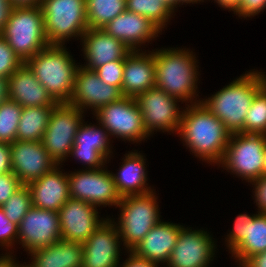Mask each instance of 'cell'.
<instances>
[{
	"label": "cell",
	"mask_w": 266,
	"mask_h": 267,
	"mask_svg": "<svg viewBox=\"0 0 266 267\" xmlns=\"http://www.w3.org/2000/svg\"><path fill=\"white\" fill-rule=\"evenodd\" d=\"M53 107H23L16 140L42 141Z\"/></svg>",
	"instance_id": "29"
},
{
	"label": "cell",
	"mask_w": 266,
	"mask_h": 267,
	"mask_svg": "<svg viewBox=\"0 0 266 267\" xmlns=\"http://www.w3.org/2000/svg\"><path fill=\"white\" fill-rule=\"evenodd\" d=\"M93 115L110 137L115 136L121 140L138 143L150 136L133 97L123 96L118 101L102 106Z\"/></svg>",
	"instance_id": "10"
},
{
	"label": "cell",
	"mask_w": 266,
	"mask_h": 267,
	"mask_svg": "<svg viewBox=\"0 0 266 267\" xmlns=\"http://www.w3.org/2000/svg\"><path fill=\"white\" fill-rule=\"evenodd\" d=\"M89 28H102L127 10L126 0H85Z\"/></svg>",
	"instance_id": "30"
},
{
	"label": "cell",
	"mask_w": 266,
	"mask_h": 267,
	"mask_svg": "<svg viewBox=\"0 0 266 267\" xmlns=\"http://www.w3.org/2000/svg\"><path fill=\"white\" fill-rule=\"evenodd\" d=\"M197 2H204V0H178V5L180 6V4L181 5H183L184 3H186V5L189 3H192V4H194V3H196L197 4Z\"/></svg>",
	"instance_id": "51"
},
{
	"label": "cell",
	"mask_w": 266,
	"mask_h": 267,
	"mask_svg": "<svg viewBox=\"0 0 266 267\" xmlns=\"http://www.w3.org/2000/svg\"><path fill=\"white\" fill-rule=\"evenodd\" d=\"M12 172L23 185L42 177L57 163L50 157L41 141H19L10 143Z\"/></svg>",
	"instance_id": "18"
},
{
	"label": "cell",
	"mask_w": 266,
	"mask_h": 267,
	"mask_svg": "<svg viewBox=\"0 0 266 267\" xmlns=\"http://www.w3.org/2000/svg\"><path fill=\"white\" fill-rule=\"evenodd\" d=\"M91 124L82 122L70 155L81 161L80 163H83L86 169H99L107 164L113 152L107 130L100 123L99 126Z\"/></svg>",
	"instance_id": "19"
},
{
	"label": "cell",
	"mask_w": 266,
	"mask_h": 267,
	"mask_svg": "<svg viewBox=\"0 0 266 267\" xmlns=\"http://www.w3.org/2000/svg\"><path fill=\"white\" fill-rule=\"evenodd\" d=\"M11 3L14 7L36 6L41 0H11Z\"/></svg>",
	"instance_id": "49"
},
{
	"label": "cell",
	"mask_w": 266,
	"mask_h": 267,
	"mask_svg": "<svg viewBox=\"0 0 266 267\" xmlns=\"http://www.w3.org/2000/svg\"><path fill=\"white\" fill-rule=\"evenodd\" d=\"M256 214H239L235 221L234 227L227 235L226 246L229 248L230 253L244 240L246 237L247 222H250L254 219Z\"/></svg>",
	"instance_id": "37"
},
{
	"label": "cell",
	"mask_w": 266,
	"mask_h": 267,
	"mask_svg": "<svg viewBox=\"0 0 266 267\" xmlns=\"http://www.w3.org/2000/svg\"><path fill=\"white\" fill-rule=\"evenodd\" d=\"M32 207V196L27 185H23L1 206L5 216L19 225L28 210Z\"/></svg>",
	"instance_id": "34"
},
{
	"label": "cell",
	"mask_w": 266,
	"mask_h": 267,
	"mask_svg": "<svg viewBox=\"0 0 266 267\" xmlns=\"http://www.w3.org/2000/svg\"><path fill=\"white\" fill-rule=\"evenodd\" d=\"M127 11L149 19L161 31L170 22L173 12L161 0H126Z\"/></svg>",
	"instance_id": "31"
},
{
	"label": "cell",
	"mask_w": 266,
	"mask_h": 267,
	"mask_svg": "<svg viewBox=\"0 0 266 267\" xmlns=\"http://www.w3.org/2000/svg\"><path fill=\"white\" fill-rule=\"evenodd\" d=\"M183 225L159 221L135 246L132 252L158 265H166Z\"/></svg>",
	"instance_id": "23"
},
{
	"label": "cell",
	"mask_w": 266,
	"mask_h": 267,
	"mask_svg": "<svg viewBox=\"0 0 266 267\" xmlns=\"http://www.w3.org/2000/svg\"><path fill=\"white\" fill-rule=\"evenodd\" d=\"M8 99V79L0 77V104Z\"/></svg>",
	"instance_id": "48"
},
{
	"label": "cell",
	"mask_w": 266,
	"mask_h": 267,
	"mask_svg": "<svg viewBox=\"0 0 266 267\" xmlns=\"http://www.w3.org/2000/svg\"><path fill=\"white\" fill-rule=\"evenodd\" d=\"M13 8L11 0H0V33L4 30Z\"/></svg>",
	"instance_id": "44"
},
{
	"label": "cell",
	"mask_w": 266,
	"mask_h": 267,
	"mask_svg": "<svg viewBox=\"0 0 266 267\" xmlns=\"http://www.w3.org/2000/svg\"><path fill=\"white\" fill-rule=\"evenodd\" d=\"M39 6L49 44L65 45L72 37L81 39L89 28L85 0H41Z\"/></svg>",
	"instance_id": "7"
},
{
	"label": "cell",
	"mask_w": 266,
	"mask_h": 267,
	"mask_svg": "<svg viewBox=\"0 0 266 267\" xmlns=\"http://www.w3.org/2000/svg\"><path fill=\"white\" fill-rule=\"evenodd\" d=\"M263 87L258 71L250 70L201 103L232 133H244V120L256 93Z\"/></svg>",
	"instance_id": "3"
},
{
	"label": "cell",
	"mask_w": 266,
	"mask_h": 267,
	"mask_svg": "<svg viewBox=\"0 0 266 267\" xmlns=\"http://www.w3.org/2000/svg\"><path fill=\"white\" fill-rule=\"evenodd\" d=\"M165 5L175 13V9L178 7V0H161ZM176 7V8H175Z\"/></svg>",
	"instance_id": "50"
},
{
	"label": "cell",
	"mask_w": 266,
	"mask_h": 267,
	"mask_svg": "<svg viewBox=\"0 0 266 267\" xmlns=\"http://www.w3.org/2000/svg\"><path fill=\"white\" fill-rule=\"evenodd\" d=\"M266 251V213L258 212L247 222L246 237L231 252L240 267L248 258Z\"/></svg>",
	"instance_id": "28"
},
{
	"label": "cell",
	"mask_w": 266,
	"mask_h": 267,
	"mask_svg": "<svg viewBox=\"0 0 266 267\" xmlns=\"http://www.w3.org/2000/svg\"><path fill=\"white\" fill-rule=\"evenodd\" d=\"M23 62L0 35V77L9 78Z\"/></svg>",
	"instance_id": "36"
},
{
	"label": "cell",
	"mask_w": 266,
	"mask_h": 267,
	"mask_svg": "<svg viewBox=\"0 0 266 267\" xmlns=\"http://www.w3.org/2000/svg\"><path fill=\"white\" fill-rule=\"evenodd\" d=\"M58 213L61 239L81 244L106 220V218H100L95 206L73 198H69Z\"/></svg>",
	"instance_id": "16"
},
{
	"label": "cell",
	"mask_w": 266,
	"mask_h": 267,
	"mask_svg": "<svg viewBox=\"0 0 266 267\" xmlns=\"http://www.w3.org/2000/svg\"><path fill=\"white\" fill-rule=\"evenodd\" d=\"M141 154L136 150L127 153L125 158L122 159L123 162L118 170L119 172L114 174L111 171L116 189L121 197L144 194L153 190L148 187L146 182L148 179L145 167L146 159Z\"/></svg>",
	"instance_id": "26"
},
{
	"label": "cell",
	"mask_w": 266,
	"mask_h": 267,
	"mask_svg": "<svg viewBox=\"0 0 266 267\" xmlns=\"http://www.w3.org/2000/svg\"><path fill=\"white\" fill-rule=\"evenodd\" d=\"M81 42L84 59L87 61L81 66L90 70L114 60H125L132 52L122 41L101 28H88L81 37Z\"/></svg>",
	"instance_id": "21"
},
{
	"label": "cell",
	"mask_w": 266,
	"mask_h": 267,
	"mask_svg": "<svg viewBox=\"0 0 266 267\" xmlns=\"http://www.w3.org/2000/svg\"><path fill=\"white\" fill-rule=\"evenodd\" d=\"M120 242V234L115 221L107 217L82 244V267H119Z\"/></svg>",
	"instance_id": "17"
},
{
	"label": "cell",
	"mask_w": 266,
	"mask_h": 267,
	"mask_svg": "<svg viewBox=\"0 0 266 267\" xmlns=\"http://www.w3.org/2000/svg\"><path fill=\"white\" fill-rule=\"evenodd\" d=\"M0 35L23 63L49 45L39 5L14 7Z\"/></svg>",
	"instance_id": "5"
},
{
	"label": "cell",
	"mask_w": 266,
	"mask_h": 267,
	"mask_svg": "<svg viewBox=\"0 0 266 267\" xmlns=\"http://www.w3.org/2000/svg\"><path fill=\"white\" fill-rule=\"evenodd\" d=\"M265 146V134L232 133L218 165L251 183L263 176Z\"/></svg>",
	"instance_id": "8"
},
{
	"label": "cell",
	"mask_w": 266,
	"mask_h": 267,
	"mask_svg": "<svg viewBox=\"0 0 266 267\" xmlns=\"http://www.w3.org/2000/svg\"><path fill=\"white\" fill-rule=\"evenodd\" d=\"M122 97L119 87L104 83L94 70L80 65L75 76L74 92L68 103L83 111L90 108L95 113L102 106Z\"/></svg>",
	"instance_id": "15"
},
{
	"label": "cell",
	"mask_w": 266,
	"mask_h": 267,
	"mask_svg": "<svg viewBox=\"0 0 266 267\" xmlns=\"http://www.w3.org/2000/svg\"><path fill=\"white\" fill-rule=\"evenodd\" d=\"M263 175H266V146L264 148V169H263Z\"/></svg>",
	"instance_id": "53"
},
{
	"label": "cell",
	"mask_w": 266,
	"mask_h": 267,
	"mask_svg": "<svg viewBox=\"0 0 266 267\" xmlns=\"http://www.w3.org/2000/svg\"><path fill=\"white\" fill-rule=\"evenodd\" d=\"M151 52V53H150ZM132 51L126 58L123 72L122 94L135 98L155 87L156 69L154 53Z\"/></svg>",
	"instance_id": "25"
},
{
	"label": "cell",
	"mask_w": 266,
	"mask_h": 267,
	"mask_svg": "<svg viewBox=\"0 0 266 267\" xmlns=\"http://www.w3.org/2000/svg\"><path fill=\"white\" fill-rule=\"evenodd\" d=\"M241 267H266V251L248 258Z\"/></svg>",
	"instance_id": "45"
},
{
	"label": "cell",
	"mask_w": 266,
	"mask_h": 267,
	"mask_svg": "<svg viewBox=\"0 0 266 267\" xmlns=\"http://www.w3.org/2000/svg\"><path fill=\"white\" fill-rule=\"evenodd\" d=\"M22 110V106L10 99L0 104V142L12 143L16 140Z\"/></svg>",
	"instance_id": "32"
},
{
	"label": "cell",
	"mask_w": 266,
	"mask_h": 267,
	"mask_svg": "<svg viewBox=\"0 0 266 267\" xmlns=\"http://www.w3.org/2000/svg\"><path fill=\"white\" fill-rule=\"evenodd\" d=\"M207 231L182 227L167 267H208L215 256V241Z\"/></svg>",
	"instance_id": "13"
},
{
	"label": "cell",
	"mask_w": 266,
	"mask_h": 267,
	"mask_svg": "<svg viewBox=\"0 0 266 267\" xmlns=\"http://www.w3.org/2000/svg\"><path fill=\"white\" fill-rule=\"evenodd\" d=\"M14 251H9L8 253H6L5 255L2 253L0 256V267H16V265L18 264L16 262L13 255ZM16 262V263H15Z\"/></svg>",
	"instance_id": "47"
},
{
	"label": "cell",
	"mask_w": 266,
	"mask_h": 267,
	"mask_svg": "<svg viewBox=\"0 0 266 267\" xmlns=\"http://www.w3.org/2000/svg\"><path fill=\"white\" fill-rule=\"evenodd\" d=\"M18 242L29 252L61 239L59 213L31 207L18 225Z\"/></svg>",
	"instance_id": "14"
},
{
	"label": "cell",
	"mask_w": 266,
	"mask_h": 267,
	"mask_svg": "<svg viewBox=\"0 0 266 267\" xmlns=\"http://www.w3.org/2000/svg\"><path fill=\"white\" fill-rule=\"evenodd\" d=\"M70 198L82 200L93 206H115L120 203L114 178L110 171L99 169H80L67 174Z\"/></svg>",
	"instance_id": "11"
},
{
	"label": "cell",
	"mask_w": 266,
	"mask_h": 267,
	"mask_svg": "<svg viewBox=\"0 0 266 267\" xmlns=\"http://www.w3.org/2000/svg\"><path fill=\"white\" fill-rule=\"evenodd\" d=\"M266 9V0H241L234 14L239 17H251Z\"/></svg>",
	"instance_id": "40"
},
{
	"label": "cell",
	"mask_w": 266,
	"mask_h": 267,
	"mask_svg": "<svg viewBox=\"0 0 266 267\" xmlns=\"http://www.w3.org/2000/svg\"><path fill=\"white\" fill-rule=\"evenodd\" d=\"M154 189L144 194L121 197L120 215L116 226L127 251H132L145 235L159 222L160 210Z\"/></svg>",
	"instance_id": "6"
},
{
	"label": "cell",
	"mask_w": 266,
	"mask_h": 267,
	"mask_svg": "<svg viewBox=\"0 0 266 267\" xmlns=\"http://www.w3.org/2000/svg\"><path fill=\"white\" fill-rule=\"evenodd\" d=\"M10 143L0 142V174L12 172Z\"/></svg>",
	"instance_id": "42"
},
{
	"label": "cell",
	"mask_w": 266,
	"mask_h": 267,
	"mask_svg": "<svg viewBox=\"0 0 266 267\" xmlns=\"http://www.w3.org/2000/svg\"><path fill=\"white\" fill-rule=\"evenodd\" d=\"M177 134L194 156L217 166L231 136L224 123L201 102L186 104Z\"/></svg>",
	"instance_id": "1"
},
{
	"label": "cell",
	"mask_w": 266,
	"mask_h": 267,
	"mask_svg": "<svg viewBox=\"0 0 266 267\" xmlns=\"http://www.w3.org/2000/svg\"><path fill=\"white\" fill-rule=\"evenodd\" d=\"M18 225L11 222L0 207V247L10 250L18 240ZM10 248V249H9Z\"/></svg>",
	"instance_id": "38"
},
{
	"label": "cell",
	"mask_w": 266,
	"mask_h": 267,
	"mask_svg": "<svg viewBox=\"0 0 266 267\" xmlns=\"http://www.w3.org/2000/svg\"><path fill=\"white\" fill-rule=\"evenodd\" d=\"M22 186L14 172L0 174V207Z\"/></svg>",
	"instance_id": "39"
},
{
	"label": "cell",
	"mask_w": 266,
	"mask_h": 267,
	"mask_svg": "<svg viewBox=\"0 0 266 267\" xmlns=\"http://www.w3.org/2000/svg\"><path fill=\"white\" fill-rule=\"evenodd\" d=\"M251 184L254 185V202L259 210L257 212L266 213V175L254 180Z\"/></svg>",
	"instance_id": "41"
},
{
	"label": "cell",
	"mask_w": 266,
	"mask_h": 267,
	"mask_svg": "<svg viewBox=\"0 0 266 267\" xmlns=\"http://www.w3.org/2000/svg\"><path fill=\"white\" fill-rule=\"evenodd\" d=\"M129 255L120 267H158L159 265L149 260L136 256L132 251L127 252Z\"/></svg>",
	"instance_id": "43"
},
{
	"label": "cell",
	"mask_w": 266,
	"mask_h": 267,
	"mask_svg": "<svg viewBox=\"0 0 266 267\" xmlns=\"http://www.w3.org/2000/svg\"><path fill=\"white\" fill-rule=\"evenodd\" d=\"M152 52L156 69L155 87L180 99L182 103H200L201 99L197 100L196 97L199 96L196 93L199 80V65L196 63L199 62L195 54L186 48H161Z\"/></svg>",
	"instance_id": "2"
},
{
	"label": "cell",
	"mask_w": 266,
	"mask_h": 267,
	"mask_svg": "<svg viewBox=\"0 0 266 267\" xmlns=\"http://www.w3.org/2000/svg\"><path fill=\"white\" fill-rule=\"evenodd\" d=\"M31 267H82L83 245L59 239L48 247L31 252Z\"/></svg>",
	"instance_id": "27"
},
{
	"label": "cell",
	"mask_w": 266,
	"mask_h": 267,
	"mask_svg": "<svg viewBox=\"0 0 266 267\" xmlns=\"http://www.w3.org/2000/svg\"><path fill=\"white\" fill-rule=\"evenodd\" d=\"M258 73H259V76L262 80L263 88L266 90V74H264L263 72H259V71H258Z\"/></svg>",
	"instance_id": "52"
},
{
	"label": "cell",
	"mask_w": 266,
	"mask_h": 267,
	"mask_svg": "<svg viewBox=\"0 0 266 267\" xmlns=\"http://www.w3.org/2000/svg\"><path fill=\"white\" fill-rule=\"evenodd\" d=\"M135 100L142 113L144 127L149 135L158 130L178 133L183 114V110L181 111L177 105V102H181L180 99L154 87L138 94Z\"/></svg>",
	"instance_id": "12"
},
{
	"label": "cell",
	"mask_w": 266,
	"mask_h": 267,
	"mask_svg": "<svg viewBox=\"0 0 266 267\" xmlns=\"http://www.w3.org/2000/svg\"><path fill=\"white\" fill-rule=\"evenodd\" d=\"M214 1L221 7V9L223 7V9L229 11L232 10L233 12L238 8L241 2V0H214Z\"/></svg>",
	"instance_id": "46"
},
{
	"label": "cell",
	"mask_w": 266,
	"mask_h": 267,
	"mask_svg": "<svg viewBox=\"0 0 266 267\" xmlns=\"http://www.w3.org/2000/svg\"><path fill=\"white\" fill-rule=\"evenodd\" d=\"M84 113L69 103H57L53 107L41 142L57 165H63L70 156Z\"/></svg>",
	"instance_id": "9"
},
{
	"label": "cell",
	"mask_w": 266,
	"mask_h": 267,
	"mask_svg": "<svg viewBox=\"0 0 266 267\" xmlns=\"http://www.w3.org/2000/svg\"><path fill=\"white\" fill-rule=\"evenodd\" d=\"M244 133L266 135V90L263 87L256 93L247 111Z\"/></svg>",
	"instance_id": "33"
},
{
	"label": "cell",
	"mask_w": 266,
	"mask_h": 267,
	"mask_svg": "<svg viewBox=\"0 0 266 267\" xmlns=\"http://www.w3.org/2000/svg\"><path fill=\"white\" fill-rule=\"evenodd\" d=\"M8 99L22 107H54L57 104L26 63L8 78Z\"/></svg>",
	"instance_id": "24"
},
{
	"label": "cell",
	"mask_w": 266,
	"mask_h": 267,
	"mask_svg": "<svg viewBox=\"0 0 266 267\" xmlns=\"http://www.w3.org/2000/svg\"><path fill=\"white\" fill-rule=\"evenodd\" d=\"M16 267H31V266H30V264H27V265H26V263H25V265L22 264V263H21V264L18 263V264L16 265Z\"/></svg>",
	"instance_id": "54"
},
{
	"label": "cell",
	"mask_w": 266,
	"mask_h": 267,
	"mask_svg": "<svg viewBox=\"0 0 266 267\" xmlns=\"http://www.w3.org/2000/svg\"><path fill=\"white\" fill-rule=\"evenodd\" d=\"M124 64L125 60H114L96 68L94 71L104 83L119 87L122 91Z\"/></svg>",
	"instance_id": "35"
},
{
	"label": "cell",
	"mask_w": 266,
	"mask_h": 267,
	"mask_svg": "<svg viewBox=\"0 0 266 267\" xmlns=\"http://www.w3.org/2000/svg\"><path fill=\"white\" fill-rule=\"evenodd\" d=\"M32 196V206L58 212L70 198L68 176L59 165L27 185Z\"/></svg>",
	"instance_id": "22"
},
{
	"label": "cell",
	"mask_w": 266,
	"mask_h": 267,
	"mask_svg": "<svg viewBox=\"0 0 266 267\" xmlns=\"http://www.w3.org/2000/svg\"><path fill=\"white\" fill-rule=\"evenodd\" d=\"M64 45L49 44L26 64L57 103H68L80 65Z\"/></svg>",
	"instance_id": "4"
},
{
	"label": "cell",
	"mask_w": 266,
	"mask_h": 267,
	"mask_svg": "<svg viewBox=\"0 0 266 267\" xmlns=\"http://www.w3.org/2000/svg\"><path fill=\"white\" fill-rule=\"evenodd\" d=\"M101 29L122 41L132 51H140L141 44L149 43L162 32L149 19L127 10Z\"/></svg>",
	"instance_id": "20"
}]
</instances>
